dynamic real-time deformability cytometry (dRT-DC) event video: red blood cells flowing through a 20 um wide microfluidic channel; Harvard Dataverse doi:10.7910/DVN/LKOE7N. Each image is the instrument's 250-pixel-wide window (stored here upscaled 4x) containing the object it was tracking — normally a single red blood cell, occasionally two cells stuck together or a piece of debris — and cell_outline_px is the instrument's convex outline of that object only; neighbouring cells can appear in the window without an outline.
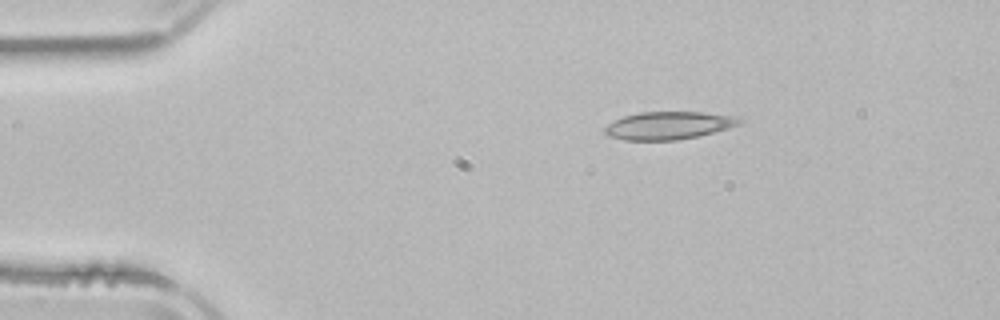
{"species": "common noctule bat (a hibernating species)", "species_latin": "Nyctalus noctula", "temperature_condition": "room temperature", "stored_images_in_passage": 2, "camera_frame_rate_fps": 3000, "um_per_image_px": 0.085, "animal": {"sex": "male", "body_mass_g": 21.5, "forearm_length_mm": 52.0}, "frame": {"image": 1, "passage_image": 1, "time_ms": 0.0, "image_size_px": [1000, 320], "cell_outline_px": [[744, 120], [740, 124], [728, 128], [696, 136], [676, 140], [624, 140], [608, 136], [604, 132], [604, 128], [608, 124], [624, 116], [640, 112], [704, 112], [732, 116]], "centroid_in_image_um": [56.81, 10.66], "position_along_channel_um": 28.2, "area_um2": 21.56}}